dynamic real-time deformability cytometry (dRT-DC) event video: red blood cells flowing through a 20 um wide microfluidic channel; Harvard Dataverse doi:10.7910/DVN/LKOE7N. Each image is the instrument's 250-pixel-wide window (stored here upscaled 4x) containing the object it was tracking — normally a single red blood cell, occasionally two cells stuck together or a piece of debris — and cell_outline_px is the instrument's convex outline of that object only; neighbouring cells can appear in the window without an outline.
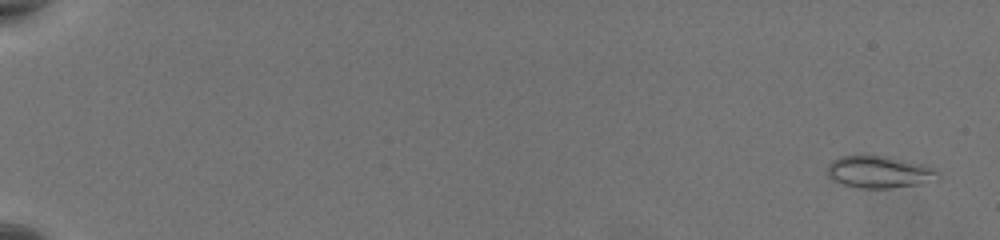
{"species": "common noctule bat (a hibernating species)", "species_latin": "Nyctalus noctula", "temperature_condition": "warm", "stored_images_in_passage": 59, "camera_frame_rate_fps": 3000, "um_per_image_px": 0.085, "animal": {"sex": "female", "body_mass_g": 19.5, "forearm_length_mm": 54.1}, "frame": {"image": 1, "passage_image": 3, "time_ms": 0.667, "image_size_px": [1000, 240], "cell_outline_px": [[940, 176], [920, 184], [888, 188], [860, 188], [844, 184], [832, 180], [828, 176], [828, 164], [832, 160], [840, 156], [864, 152], [924, 164], [936, 168]], "centroid_in_image_um": [74.68, 14.57], "position_along_channel_um": 10.3, "area_um2": 21.1}}
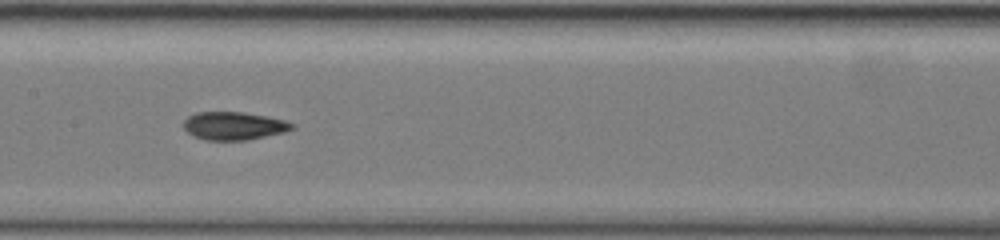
{"frame": {"image": 2, "passage_image": 34, "time_ms": 11.0, "image_size_px": [1000, 240], "cell_outline_px": [[296, 128], [284, 132], [248, 140], [204, 140], [192, 136], [184, 128], [184, 120], [188, 116], [196, 112], [244, 112], [284, 120], [296, 124]], "centroid_in_image_um": [19.88, 10.7], "position_along_channel_um": 187.5, "area_um2": 17.8}}
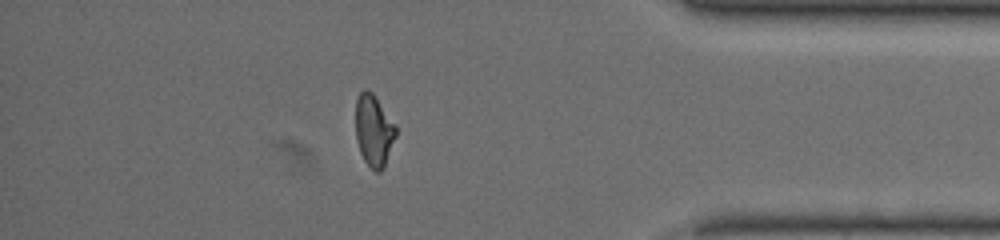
{"frame": {"image": 3, "passage_image": 53, "time_ms": 17.333, "image_size_px": [1000, 240], "cell_outline_px": [[396, 136], [384, 168], [380, 172], [376, 172], [364, 160], [360, 152], [356, 140], [356, 100], [360, 92], [364, 88], [372, 92], [396, 124]], "centroid_in_image_um": [31.78, 11.09], "position_along_channel_um": 403.4, "area_um2": 16.88}, "authors_computed_cell_mechanics": {"area_um2": 17.8024, "velocity_mm_per_s": 3.7843, "shape_relaxation_time_tau1_ms": 6.8154, "shape_relaxation_time_tau2_ms": 1.9426, "deformation_change_tau1": 0.2288, "deformation_change_tau2": 0.0795}}